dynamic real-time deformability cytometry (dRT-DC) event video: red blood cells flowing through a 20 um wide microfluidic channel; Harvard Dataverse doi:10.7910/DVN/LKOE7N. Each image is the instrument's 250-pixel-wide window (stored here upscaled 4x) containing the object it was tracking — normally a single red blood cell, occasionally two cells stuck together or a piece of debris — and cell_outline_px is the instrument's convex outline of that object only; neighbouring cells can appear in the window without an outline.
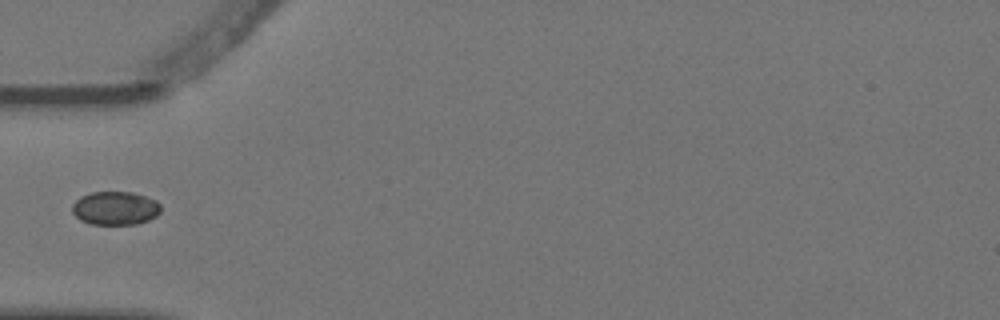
{"species": "Egyptian fruit bat (a non-hibernating species)", "species_latin": "Rousettus aegyptiacus", "temperature_condition": "warm", "stored_images_in_passage": 8, "camera_frame_rate_fps": 3000, "um_per_image_px": 0.085, "animal": {"sex": "female"}, "frame": {"image": 1, "passage_image": 5, "time_ms": 1.333, "image_size_px": [1000, 320], "cell_outline_px": [[160, 212], [156, 216], [148, 220], [136, 224], [92, 224], [80, 220], [72, 212], [72, 204], [80, 196], [92, 192], [132, 192], [156, 200], [160, 204]], "centroid_in_image_um": [9.78, 17.69], "position_along_channel_um": 75.2, "area_um2": 17.28}}
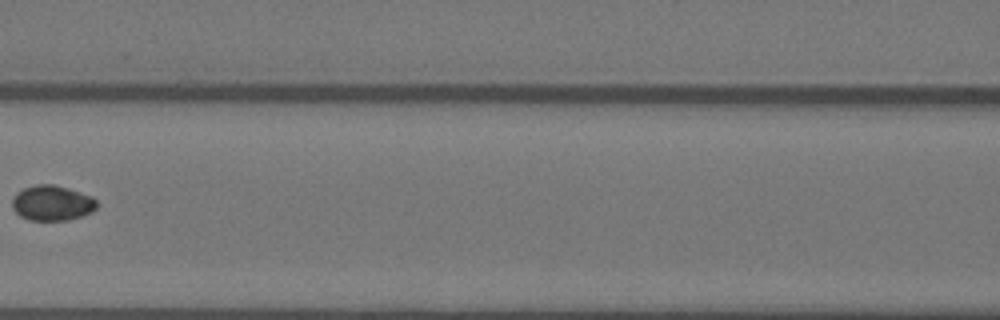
{"frame": {"image": 2, "passage_image": 7, "time_ms": 2.0, "image_size_px": [1000, 320], "cell_outline_px": [[96, 208], [80, 216], [68, 220], [28, 220], [20, 216], [12, 208], [12, 200], [16, 192], [24, 188], [36, 184], [52, 184], [68, 188], [92, 196], [96, 200]], "centroid_in_image_um": [4.39, 17.25], "position_along_channel_um": 162.2, "area_um2": 17.28}}
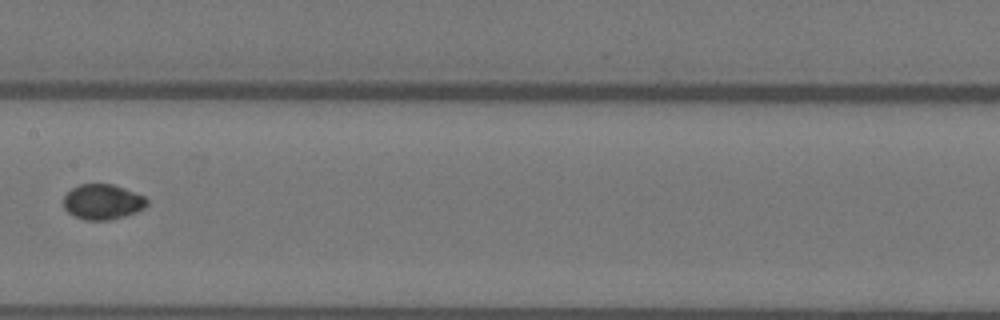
{"frame": {"image": 3, "passage_image": 8, "time_ms": 2.333, "image_size_px": [1000, 320], "cell_outline_px": [[148, 204], [144, 208], [136, 212], [124, 216], [108, 220], [84, 220], [68, 212], [64, 208], [64, 196], [72, 188], [80, 184], [112, 184], [124, 188], [144, 196], [148, 200]], "centroid_in_image_um": [8.73, 17.16], "position_along_channel_um": 198.7, "area_um2": 17.05}}